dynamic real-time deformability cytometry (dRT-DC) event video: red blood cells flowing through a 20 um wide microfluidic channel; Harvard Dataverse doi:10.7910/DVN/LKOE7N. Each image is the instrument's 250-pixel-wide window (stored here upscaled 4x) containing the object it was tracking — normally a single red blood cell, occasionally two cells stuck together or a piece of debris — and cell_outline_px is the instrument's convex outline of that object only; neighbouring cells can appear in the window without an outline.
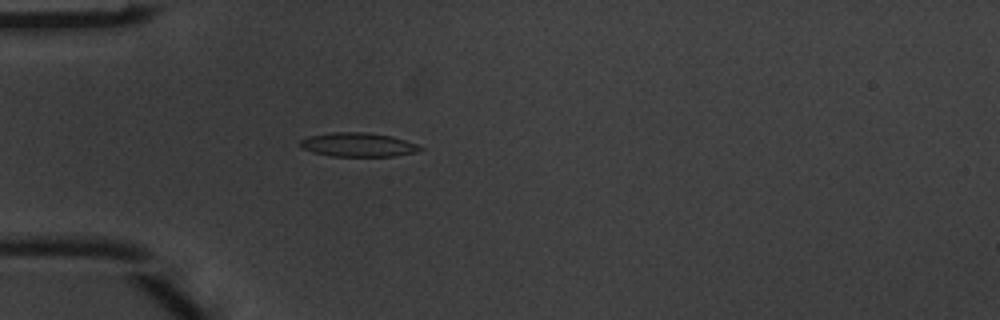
{"species": "common noctule bat (a hibernating species)", "species_latin": "Nyctalus noctula", "temperature_condition": "warm", "stored_images_in_passage": 3, "camera_frame_rate_fps": 3000, "um_per_image_px": 0.085, "animal": {"sex": "male", "body_mass_g": 20.1, "forearm_length_mm": 53.5}, "frame": {"image": 1, "passage_image": 3, "time_ms": 0.667, "image_size_px": [1000, 320], "cell_outline_px": [[424, 148], [416, 152], [392, 156], [332, 156], [312, 152], [300, 148], [300, 140], [308, 136], [328, 132], [368, 132], [392, 136], [416, 144]], "centroid_in_image_um": [30.39, 12.29], "position_along_channel_um": 54.6, "area_um2": 16.82}}